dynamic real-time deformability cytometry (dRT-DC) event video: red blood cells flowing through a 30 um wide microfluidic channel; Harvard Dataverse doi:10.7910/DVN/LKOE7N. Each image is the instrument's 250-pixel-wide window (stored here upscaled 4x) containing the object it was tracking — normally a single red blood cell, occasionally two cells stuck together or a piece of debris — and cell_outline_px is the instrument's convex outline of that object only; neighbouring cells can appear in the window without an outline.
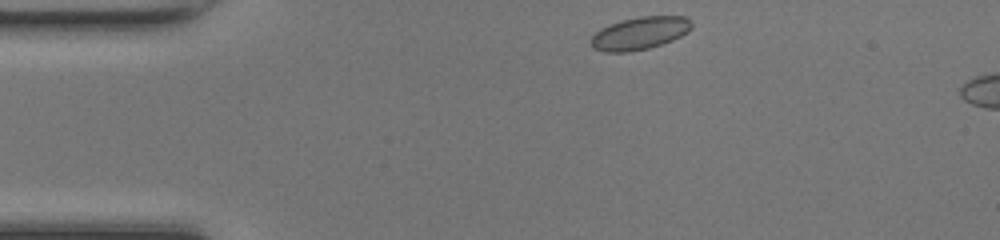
{"species": "common noctule bat (a hibernating species)", "species_latin": "Nyctalus noctula", "temperature_condition": "room temperature", "stored_images_in_passage": 41, "camera_frame_rate_fps": 3000, "um_per_image_px": 0.085, "animal": {"sex": "female", "body_mass_g": 17.0, "forearm_length_mm": 48.0}, "frame": {"image": 1, "passage_image": 1, "time_ms": 0.0, "image_size_px": [1000, 240], "cell_outline_px": [[692, 28], [688, 32], [672, 40], [648, 48], [628, 52], [604, 52], [592, 48], [588, 40], [600, 28], [608, 24], [640, 16], [684, 16], [692, 24]], "centroid_in_image_um": [54.33, 2.83], "position_along_channel_um": 30.7, "area_um2": 19.19}}
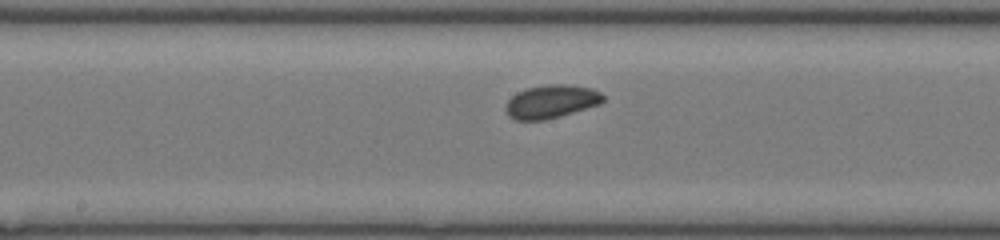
{"frame": {"image": 2, "passage_image": 17, "time_ms": 5.333, "image_size_px": [1000, 240], "cell_outline_px": [[604, 100], [600, 104], [560, 116], [544, 120], [516, 120], [508, 116], [504, 108], [508, 100], [516, 92], [528, 88], [548, 84], [568, 84], [592, 88], [600, 92], [604, 96]], "centroid_in_image_um": [46.84, 8.63], "position_along_channel_um": 201.4, "area_um2": 18.96}}
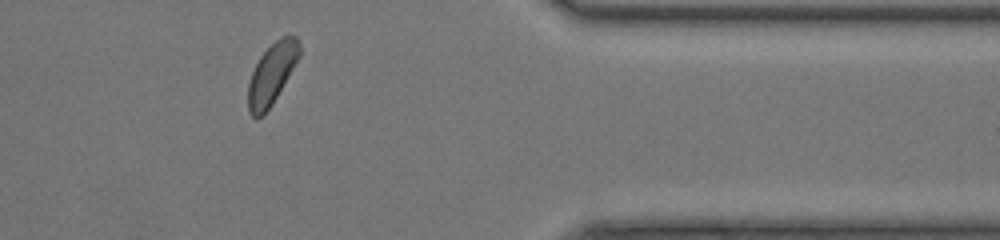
{"frame": {"image": 3, "passage_image": 32, "time_ms": 10.333, "image_size_px": [1000, 240], "cell_outline_px": [[300, 56], [272, 104], [256, 120], [248, 112], [248, 84], [252, 72], [260, 56], [280, 36], [296, 36], [300, 40]], "centroid_in_image_um": [23.1, 6.26], "position_along_channel_um": 388.3, "area_um2": 17.98}, "authors_computed_cell_mechanics": {"area_um2": 18.5538, "velocity_mm_per_s": 4.183, "shape_relaxation_time_tau1_ms": 1.8516, "shape_relaxation_time_tau2_ms": 4.0359, "deformation_change_tau1": 0.0261, "deformation_change_tau2": 0.0706}}